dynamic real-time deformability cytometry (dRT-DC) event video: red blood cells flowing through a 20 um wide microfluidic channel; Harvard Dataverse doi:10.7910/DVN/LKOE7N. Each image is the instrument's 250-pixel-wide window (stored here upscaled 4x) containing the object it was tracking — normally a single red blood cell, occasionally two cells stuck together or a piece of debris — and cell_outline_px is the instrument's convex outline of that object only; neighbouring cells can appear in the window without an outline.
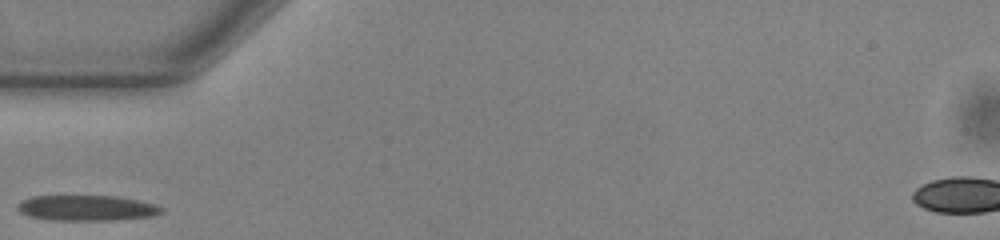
{"species": "common noctule bat (a hibernating species)", "species_latin": "Nyctalus noctula", "temperature_condition": "warm", "stored_images_in_passage": 1, "camera_frame_rate_fps": 3000, "um_per_image_px": 0.085, "animal": {"sex": "male", "body_mass_g": 13.0, "forearm_length_mm": 53.1}, "frame": {"image": 1, "passage_image": 1, "time_ms": 0.0, "image_size_px": [1000, 240], "cell_outline_px": [[164, 212], [152, 216], [112, 220], [48, 220], [28, 216], [20, 212], [16, 208], [16, 204], [20, 200], [32, 196], [116, 196], [156, 204], [164, 208]], "centroid_in_image_um": [7.33, 17.68], "position_along_channel_um": 77.7, "area_um2": 21.56}}